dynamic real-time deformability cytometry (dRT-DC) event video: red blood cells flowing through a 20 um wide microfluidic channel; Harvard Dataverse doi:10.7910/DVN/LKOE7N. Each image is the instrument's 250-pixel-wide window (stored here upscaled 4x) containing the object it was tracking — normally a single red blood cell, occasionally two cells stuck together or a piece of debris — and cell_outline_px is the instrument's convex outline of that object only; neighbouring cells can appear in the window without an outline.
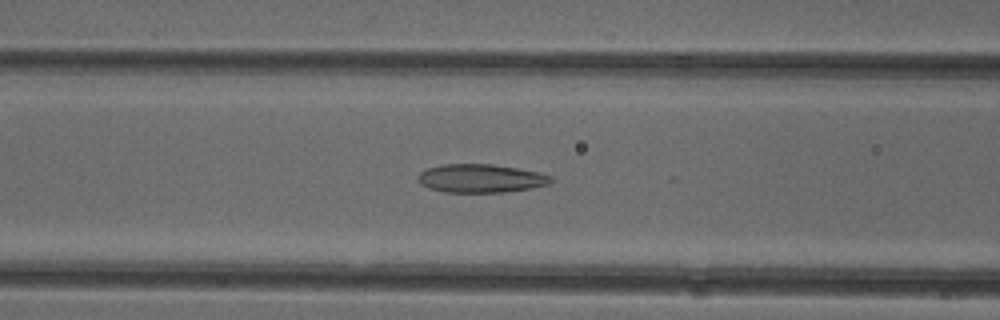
{"species": "common noctule bat (a hibernating species)", "species_latin": "Nyctalus noctula", "temperature_condition": "cold", "stored_images_in_passage": 18, "camera_frame_rate_fps": 3000, "um_per_image_px": 0.085, "animal": {"sex": "female"}, "frame": {"image": 1, "passage_image": 12, "time_ms": 3.667, "image_size_px": [1000, 320], "cell_outline_px": [[556, 180], [548, 184], [532, 188], [504, 192], [444, 192], [428, 188], [420, 184], [420, 172], [428, 168], [440, 164], [492, 164], [540, 172], [552, 176]], "centroid_in_image_um": [40.91, 15.16], "position_along_channel_um": 125.7, "area_um2": 22.08}}
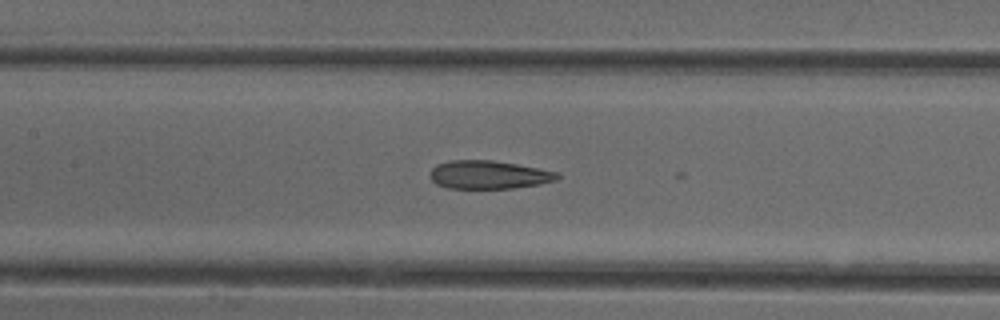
{"frame": {"image": 2, "passage_image": 15, "time_ms": 4.667, "image_size_px": [1000, 320], "cell_outline_px": [[560, 176], [556, 180], [540, 184], [512, 188], [448, 188], [436, 184], [428, 176], [432, 168], [436, 164], [448, 160], [492, 160], [516, 164], [556, 172]], "centroid_in_image_um": [41.48, 14.85], "position_along_channel_um": 165.9, "area_um2": 20.92}}